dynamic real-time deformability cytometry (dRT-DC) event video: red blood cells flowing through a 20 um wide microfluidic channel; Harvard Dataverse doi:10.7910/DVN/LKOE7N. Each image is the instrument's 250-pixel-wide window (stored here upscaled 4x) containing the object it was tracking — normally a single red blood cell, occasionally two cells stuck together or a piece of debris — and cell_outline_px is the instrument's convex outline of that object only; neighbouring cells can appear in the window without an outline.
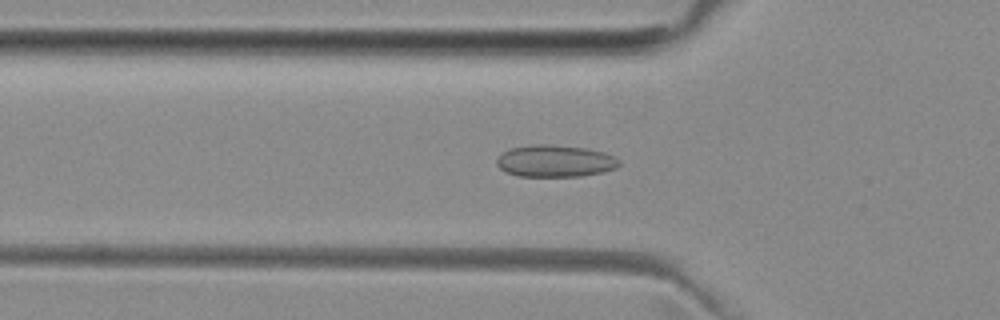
{"species": "common noctule bat (a hibernating species)", "species_latin": "Nyctalus noctula", "temperature_condition": "room temperature", "stored_images_in_passage": 38, "camera_frame_rate_fps": 3000, "um_per_image_px": 0.085, "animal": {"sex": "female", "body_mass_g": 29.2, "forearm_length_mm": 56.3}, "frame": {"image": 1, "passage_image": 4, "time_ms": 1.0, "image_size_px": [1000, 320], "cell_outline_px": [[620, 164], [616, 168], [604, 172], [580, 176], [516, 176], [500, 168], [496, 164], [496, 160], [508, 148], [532, 144], [552, 144], [588, 148], [604, 152], [620, 160]], "centroid_in_image_um": [47.19, 13.67], "position_along_channel_um": 78.6, "area_um2": 22.95}}
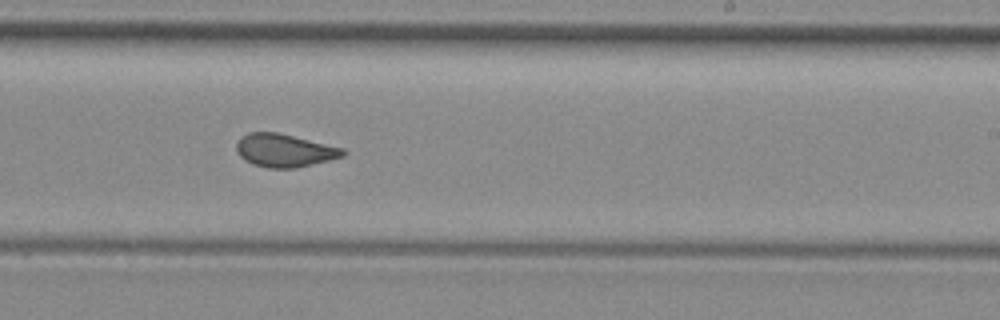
{"frame": {"image": 2, "passage_image": 18, "time_ms": 5.667, "image_size_px": [1000, 320], "cell_outline_px": [[348, 152], [344, 156], [296, 168], [268, 168], [252, 164], [244, 160], [236, 152], [236, 144], [248, 132], [276, 132], [344, 148]], "centroid_in_image_um": [24.18, 12.8], "position_along_channel_um": 264.8, "area_um2": 20.4}}
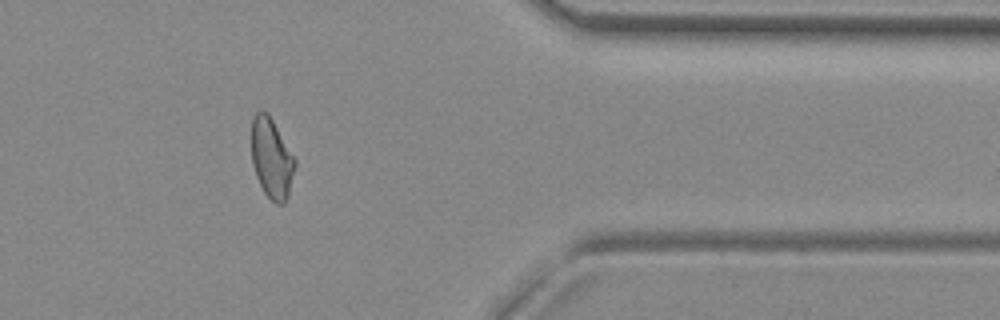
{"frame": {"image": 3, "passage_image": 29, "time_ms": 9.333, "image_size_px": [1000, 320], "cell_outline_px": [[296, 164], [288, 196], [284, 204], [276, 204], [264, 192], [256, 176], [252, 164], [252, 120], [256, 112], [268, 112], [296, 160]], "centroid_in_image_um": [23.09, 13.47], "position_along_channel_um": 388.3, "area_um2": 20.11}, "authors_computed_cell_mechanics": {"area_um2": 20.5479, "velocity_mm_per_s": 3.9785, "shape_relaxation_time_tau1_ms": null, "shape_relaxation_time_tau2_ms": 1.4629, "deformation_change_tau1": null, "deformation_change_tau2": 0.0658}}